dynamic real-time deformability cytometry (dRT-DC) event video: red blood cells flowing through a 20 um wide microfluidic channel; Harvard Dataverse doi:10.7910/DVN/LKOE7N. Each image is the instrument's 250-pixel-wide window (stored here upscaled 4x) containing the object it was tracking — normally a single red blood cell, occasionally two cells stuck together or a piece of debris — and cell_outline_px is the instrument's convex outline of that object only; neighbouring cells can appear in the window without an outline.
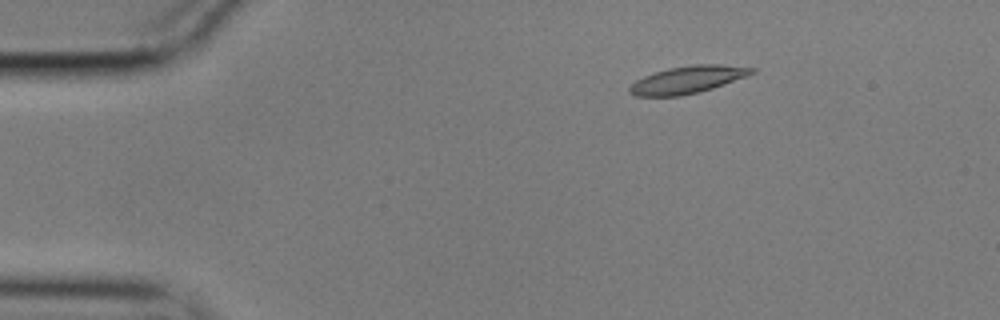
{"species": "common noctule bat (a hibernating species)", "species_latin": "Nyctalus noctula", "temperature_condition": "cold", "stored_images_in_passage": 49, "camera_frame_rate_fps": 3000, "um_per_image_px": 0.085, "animal": {"sex": "male", "body_mass_g": 17.9}, "frame": {"image": 1, "passage_image": 1, "time_ms": 0.0, "image_size_px": [1000, 320], "cell_outline_px": [[756, 72], [748, 76], [712, 88], [680, 96], [636, 96], [628, 92], [628, 88], [636, 80], [644, 76], [668, 68], [692, 64], [720, 64], [756, 68]], "centroid_in_image_um": [58.46, 6.76], "position_along_channel_um": 26.5, "area_um2": 19.42}}
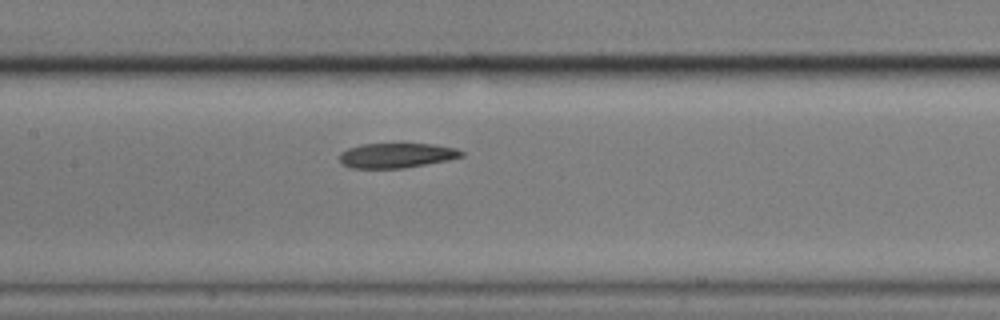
{"frame": {"image": 2, "passage_image": 19, "time_ms": 6.0, "image_size_px": [1000, 320], "cell_outline_px": [[464, 156], [448, 160], [404, 168], [352, 168], [344, 164], [340, 160], [340, 152], [348, 148], [360, 144], [436, 144], [456, 148], [464, 152]], "centroid_in_image_um": [33.73, 13.2], "position_along_channel_um": 173.7, "area_um2": 17.63}}
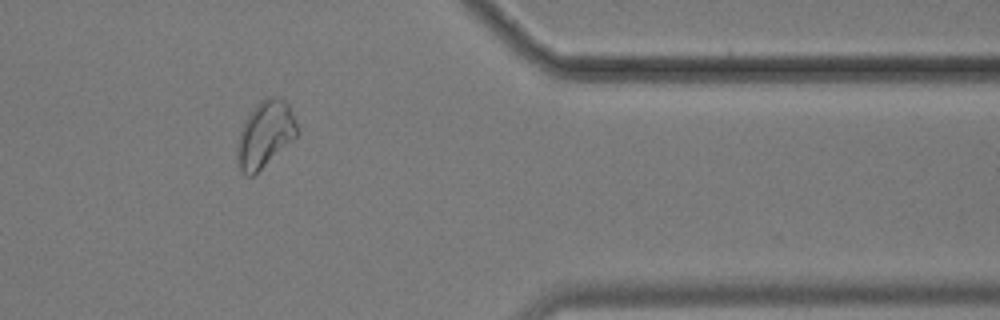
{"frame": {"image": 3, "passage_image": 39, "time_ms": 12.667, "image_size_px": [1000, 320], "cell_outline_px": [[300, 132], [296, 136], [252, 176], [248, 176], [240, 168], [236, 160], [236, 144], [244, 120], [248, 112], [264, 96], [272, 96], [284, 100], [288, 104]], "centroid_in_image_um": [22.5, 11.36], "position_along_channel_um": 388.9, "area_um2": 23.0}, "authors_computed_cell_mechanics": {"area_um2": 19.4208, "velocity_mm_per_s": 3.5081, "shape_relaxation_time_tau1_ms": null, "shape_relaxation_time_tau2_ms": 8.5875, "deformation_change_tau1": null, "deformation_change_tau2": 0.1368}}